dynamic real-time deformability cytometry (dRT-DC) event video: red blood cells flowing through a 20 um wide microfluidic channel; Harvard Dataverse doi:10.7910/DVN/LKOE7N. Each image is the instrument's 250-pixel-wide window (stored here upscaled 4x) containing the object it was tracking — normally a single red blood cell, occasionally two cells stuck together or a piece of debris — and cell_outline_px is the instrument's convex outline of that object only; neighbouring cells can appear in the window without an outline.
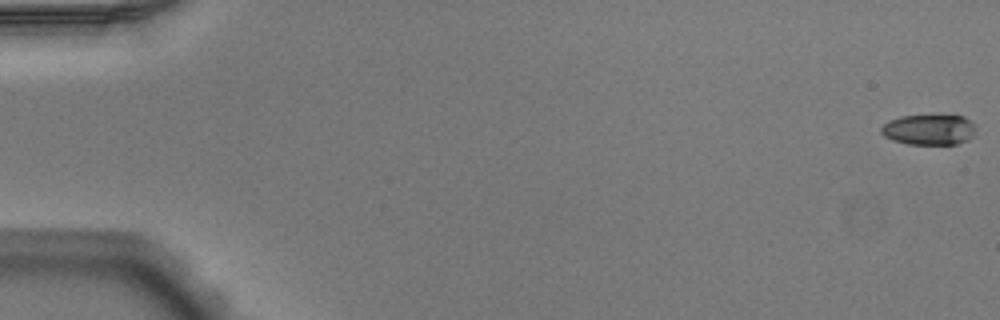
{"species": "Egyptian fruit bat (a non-hibernating species)", "species_latin": "Rousettus aegyptiacus", "temperature_condition": "warm", "stored_images_in_passage": 50, "camera_frame_rate_fps": 3000, "um_per_image_px": 0.085, "animal": {"sex": "male"}, "frame": {"image": 1, "passage_image": 1, "time_ms": 0.0, "image_size_px": [1000, 320], "cell_outline_px": [[976, 124], [972, 136], [968, 140], [956, 144], [908, 144], [892, 140], [884, 136], [880, 132], [880, 128], [888, 120], [900, 116], [940, 112], [964, 116]], "centroid_in_image_um": [78.98, 10.96], "position_along_channel_um": 6.0, "area_um2": 17.74}}
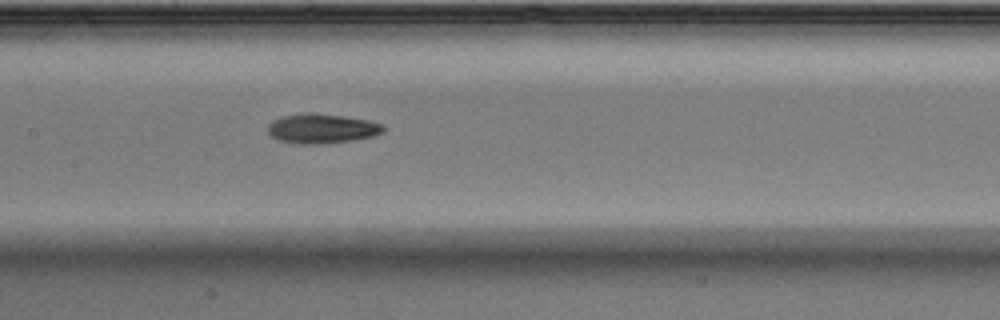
{"frame": {"image": 2, "passage_image": 27, "time_ms": 8.667, "image_size_px": [1000, 320], "cell_outline_px": [[384, 132], [376, 136], [352, 140], [320, 144], [304, 144], [280, 140], [272, 136], [268, 132], [268, 124], [272, 120], [280, 116], [304, 112], [308, 112], [344, 116], [368, 120], [380, 124], [384, 128]], "centroid_in_image_um": [27.34, 10.91], "position_along_channel_um": 180.1, "area_um2": 19.94}}
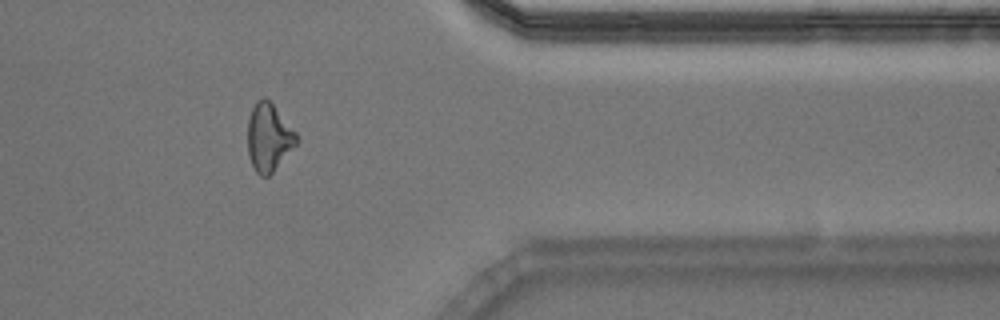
{"frame": {"image": 3, "passage_image": 44, "time_ms": 14.333, "image_size_px": [1000, 320], "cell_outline_px": [[300, 140], [272, 172], [268, 176], [260, 176], [256, 172], [248, 156], [248, 120], [252, 108], [256, 100], [264, 96], [272, 104], [296, 132]], "centroid_in_image_um": [22.84, 11.67], "position_along_channel_um": 388.6, "area_um2": 19.13}}